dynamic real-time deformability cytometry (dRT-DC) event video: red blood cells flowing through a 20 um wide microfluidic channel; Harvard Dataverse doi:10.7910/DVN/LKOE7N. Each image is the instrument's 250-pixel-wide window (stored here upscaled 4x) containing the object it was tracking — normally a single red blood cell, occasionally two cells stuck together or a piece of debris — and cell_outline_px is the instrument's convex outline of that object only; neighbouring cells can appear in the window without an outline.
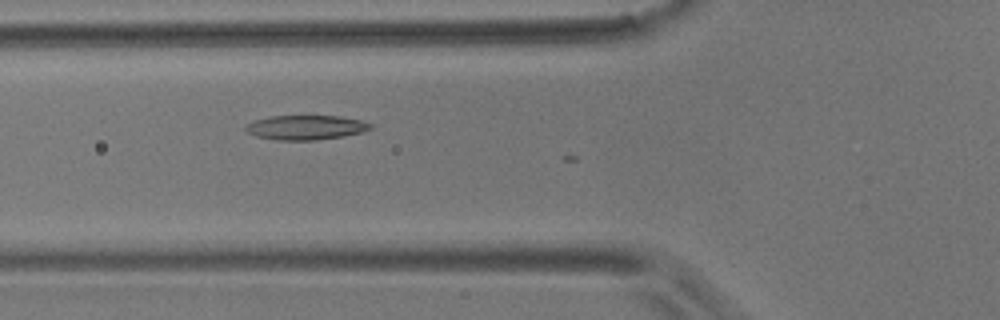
{"species": "common noctule bat (a hibernating species)", "species_latin": "Nyctalus noctula", "temperature_condition": "room temperature", "stored_images_in_passage": 5, "camera_frame_rate_fps": 3000, "um_per_image_px": 0.085, "animal": {"sex": "male", "body_mass_g": 17.9}, "frame": {"image": 1, "passage_image": 2, "time_ms": 0.333, "image_size_px": [1000, 320], "cell_outline_px": [[372, 128], [364, 132], [344, 136], [316, 140], [276, 140], [256, 136], [248, 132], [244, 128], [244, 124], [268, 116], [340, 116], [360, 120], [372, 124]], "centroid_in_image_um": [25.99, 10.83], "position_along_channel_um": 99.8, "area_um2": 17.92}}